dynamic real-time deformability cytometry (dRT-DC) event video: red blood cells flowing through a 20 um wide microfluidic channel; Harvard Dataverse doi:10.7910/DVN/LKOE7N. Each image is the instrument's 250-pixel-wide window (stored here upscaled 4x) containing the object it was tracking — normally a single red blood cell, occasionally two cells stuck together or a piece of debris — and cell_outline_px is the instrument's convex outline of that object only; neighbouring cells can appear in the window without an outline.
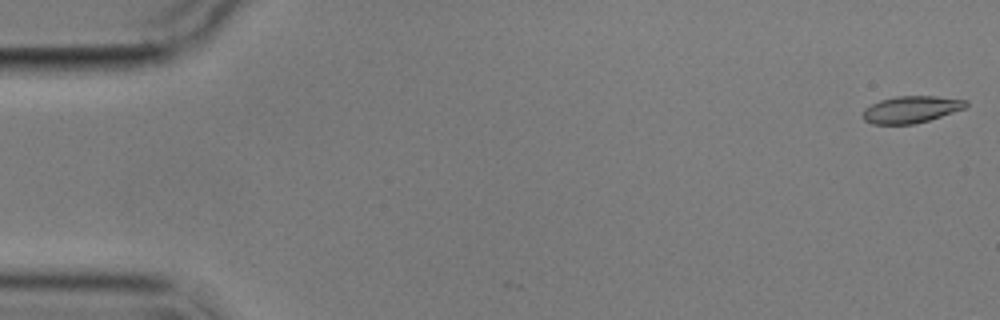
{"species": "common noctule bat (a hibernating species)", "species_latin": "Nyctalus noctula", "temperature_condition": "cold", "stored_images_in_passage": 5, "camera_frame_rate_fps": 3000, "um_per_image_px": 0.085, "animal": {"sex": "male", "body_mass_g": 17.9}, "frame": {"image": 1, "passage_image": 1, "time_ms": 0.0, "image_size_px": [1000, 320], "cell_outline_px": [[968, 104], [964, 108], [928, 120], [912, 124], [872, 124], [864, 120], [864, 108], [880, 100], [896, 96], [936, 96], [968, 100]], "centroid_in_image_um": [77.44, 9.29], "position_along_channel_um": 7.6, "area_um2": 15.95}}